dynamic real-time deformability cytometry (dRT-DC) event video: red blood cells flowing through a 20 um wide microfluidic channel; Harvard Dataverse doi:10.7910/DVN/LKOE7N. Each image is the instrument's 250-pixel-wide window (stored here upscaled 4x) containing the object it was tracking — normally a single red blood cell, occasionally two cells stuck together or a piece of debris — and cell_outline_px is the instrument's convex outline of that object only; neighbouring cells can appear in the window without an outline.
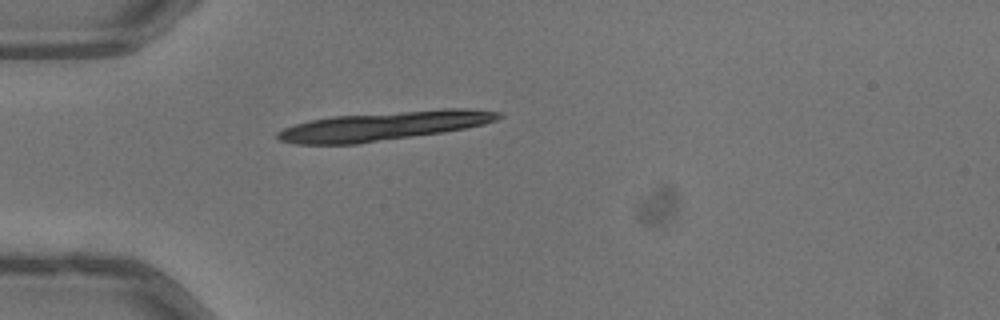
{"species": "common noctule bat (a hibernating species)", "species_latin": "Nyctalus noctula", "temperature_condition": "warm", "stored_images_in_passage": 33, "segment_of_instrument_passage": [1, 2], "camera_frame_rate_fps": 3000, "um_per_image_px": 0.085, "animal": {"sex": "male", "body_mass_g": 13.3}, "frame": {"image": 1, "passage_image": 1, "time_ms": 0.0, "image_size_px": [1000, 320], "cell_outline_px": [[504, 116], [496, 120], [484, 124], [444, 132], [356, 144], [296, 144], [280, 140], [276, 136], [276, 132], [284, 128], [296, 124], [312, 120], [332, 116], [444, 108], [464, 108], [500, 112]], "centroid_in_image_um": [32.64, 10.7], "position_along_channel_um": 52.4, "area_um2": 37.22}}